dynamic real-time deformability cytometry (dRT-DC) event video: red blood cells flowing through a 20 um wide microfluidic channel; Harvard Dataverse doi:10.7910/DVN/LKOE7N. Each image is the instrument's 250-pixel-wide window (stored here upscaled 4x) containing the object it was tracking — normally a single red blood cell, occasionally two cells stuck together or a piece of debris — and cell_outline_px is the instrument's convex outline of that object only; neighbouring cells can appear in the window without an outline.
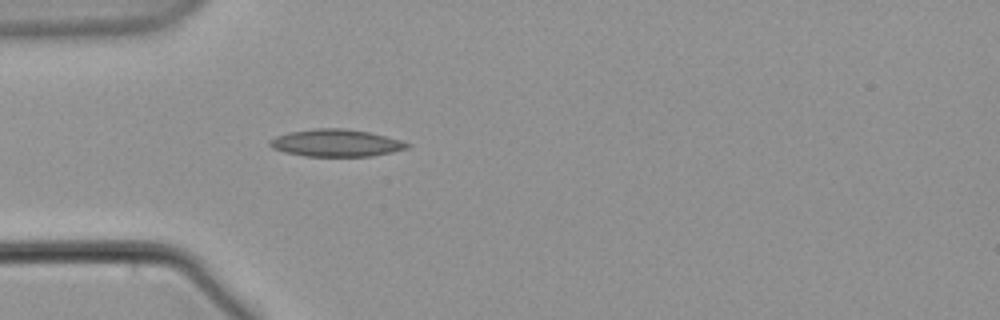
{"species": "common noctule bat (a hibernating species)", "species_latin": "Nyctalus noctula", "temperature_condition": "warm", "stored_images_in_passage": 41, "camera_frame_rate_fps": 3000, "um_per_image_px": 0.085, "animal": {"sex": "male", "body_mass_g": 21.5, "forearm_length_mm": 52.0}, "frame": {"image": 1, "passage_image": 1, "time_ms": 0.0, "image_size_px": [1000, 320], "cell_outline_px": [[412, 144], [408, 148], [392, 152], [372, 156], [304, 156], [284, 152], [272, 148], [268, 144], [268, 140], [276, 136], [288, 132], [316, 128], [344, 128], [368, 132], [400, 140]], "centroid_in_image_um": [28.53, 12.15], "position_along_channel_um": 56.5, "area_um2": 21.85}}
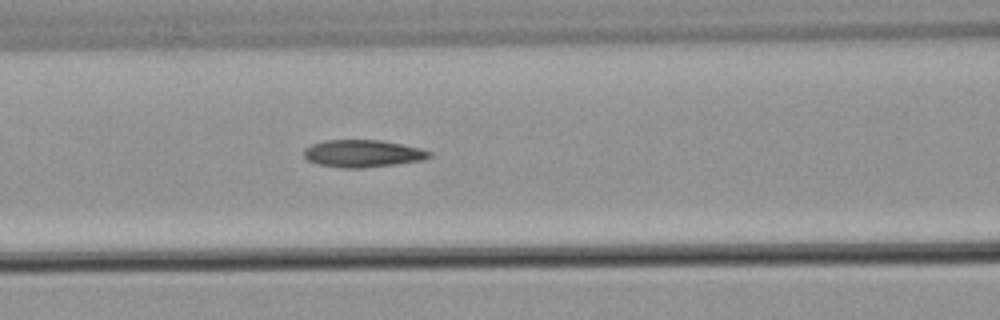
{"frame": {"image": 2, "passage_image": 8, "time_ms": 2.333, "image_size_px": [1000, 320], "cell_outline_px": [[432, 156], [424, 160], [364, 168], [344, 168], [316, 164], [308, 160], [304, 156], [304, 148], [312, 144], [324, 140], [384, 140], [420, 148], [432, 152]], "centroid_in_image_um": [30.84, 13.04], "position_along_channel_um": 135.8, "area_um2": 20.11}}
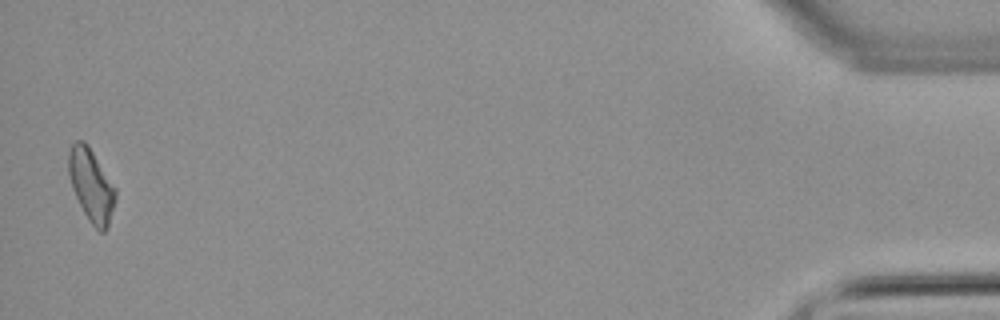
{"frame": {"image": 3, "passage_image": 40, "time_ms": 13.0, "image_size_px": [1000, 320], "cell_outline_px": [[116, 196], [108, 228], [104, 232], [100, 232], [88, 220], [72, 188], [68, 172], [68, 152], [72, 144], [76, 140], [84, 140], [88, 144], [116, 188]], "centroid_in_image_um": [7.76, 15.72], "position_along_channel_um": 427.4, "area_um2": 19.83}}